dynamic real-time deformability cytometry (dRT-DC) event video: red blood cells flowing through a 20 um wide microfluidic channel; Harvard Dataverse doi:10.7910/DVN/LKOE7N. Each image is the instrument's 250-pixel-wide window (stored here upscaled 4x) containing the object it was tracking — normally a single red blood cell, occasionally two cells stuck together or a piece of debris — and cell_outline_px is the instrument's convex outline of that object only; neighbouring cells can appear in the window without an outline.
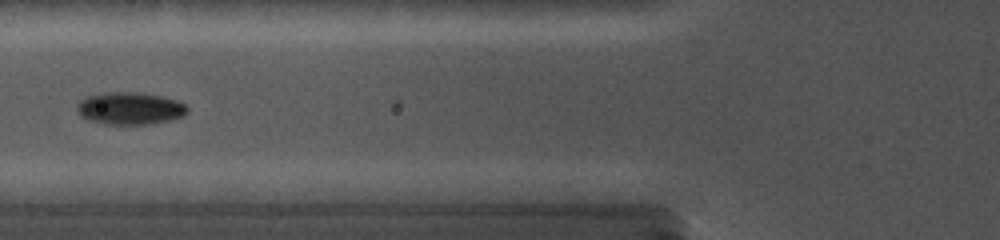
{"species": "common noctule bat (a hibernating species)", "species_latin": "Nyctalus noctula", "temperature_condition": "cold", "stored_images_in_passage": 4, "camera_frame_rate_fps": 5000, "um_per_image_px": 0.085, "animal": {"sex": "female", "body_mass_g": 19.0, "forearm_length_mm": 56.7}, "frame": {"image": 1, "passage_image": 3, "time_ms": 1.0, "image_size_px": [1000, 240], "cell_outline_px": [[188, 112], [184, 116], [168, 120], [148, 124], [104, 124], [88, 120], [80, 116], [76, 108], [76, 104], [84, 96], [104, 92], [140, 92], [160, 96], [176, 100], [184, 104], [188, 108]], "centroid_in_image_um": [10.99, 9.2], "position_along_channel_um": 114.8, "area_um2": 20.98}}